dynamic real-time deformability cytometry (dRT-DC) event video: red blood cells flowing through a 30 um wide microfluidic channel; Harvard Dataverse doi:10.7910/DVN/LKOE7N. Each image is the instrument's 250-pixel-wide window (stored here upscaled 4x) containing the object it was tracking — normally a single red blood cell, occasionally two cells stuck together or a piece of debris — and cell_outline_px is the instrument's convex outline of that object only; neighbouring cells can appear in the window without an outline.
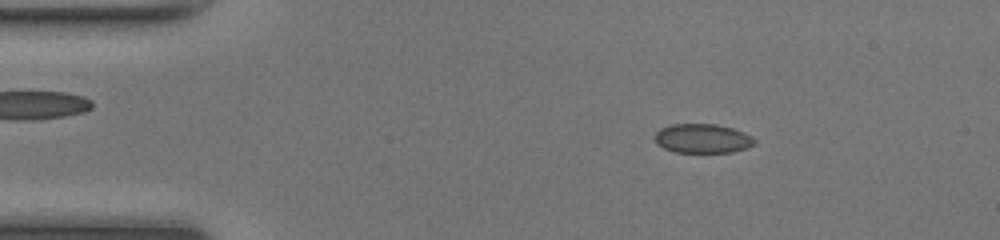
{"species": "common noctule bat (a hibernating species)", "species_latin": "Nyctalus noctula", "temperature_condition": "room temperature", "stored_images_in_passage": 48, "camera_frame_rate_fps": 3000, "um_per_image_px": 0.085, "animal": {"sex": "female", "body_mass_g": 17.0, "forearm_length_mm": 48.0}, "frame": {"image": 1, "passage_image": 7, "time_ms": 2.0, "image_size_px": [1000, 240], "cell_outline_px": [[756, 144], [748, 148], [732, 152], [676, 152], [664, 148], [656, 144], [652, 136], [660, 128], [672, 124], [716, 124], [732, 128], [752, 136], [756, 140]], "centroid_in_image_um": [59.7, 11.77], "position_along_channel_um": 25.3, "area_um2": 17.17}}
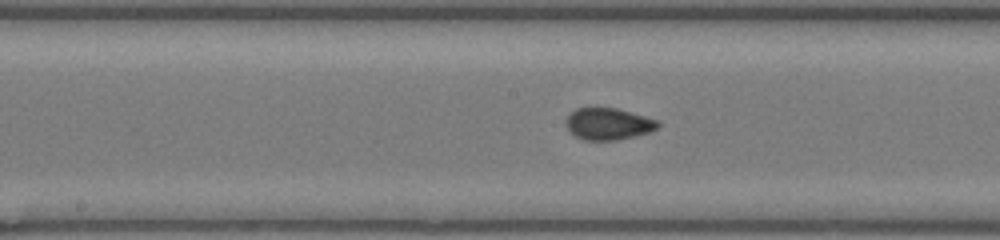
{"frame": {"image": 2, "passage_image": 24, "time_ms": 7.667, "image_size_px": [1000, 240], "cell_outline_px": [[660, 124], [656, 128], [648, 132], [636, 136], [616, 140], [584, 140], [568, 132], [568, 116], [576, 108], [616, 108], [660, 120]], "centroid_in_image_um": [51.74, 10.53], "position_along_channel_um": 196.5, "area_um2": 16.88}}
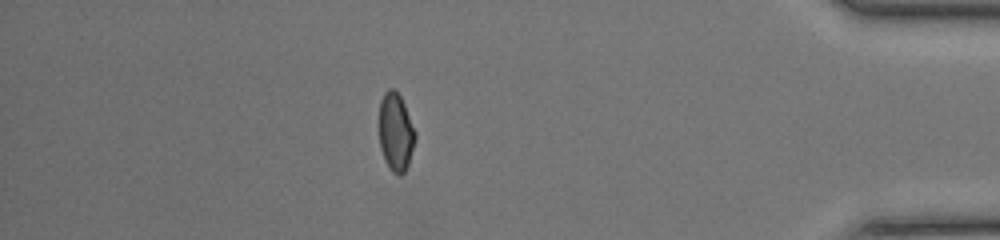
{"frame": {"image": 3, "passage_image": 42, "time_ms": 13.667, "image_size_px": [1000, 240], "cell_outline_px": [[416, 136], [408, 164], [404, 172], [400, 176], [392, 172], [388, 168], [384, 160], [380, 148], [380, 100], [384, 92], [388, 88], [392, 88], [400, 96], [404, 104], [416, 132]], "centroid_in_image_um": [33.63, 11.24], "position_along_channel_um": 401.6, "area_um2": 16.36}, "authors_computed_cell_mechanics": {"area_um2": 16.9354, "velocity_mm_per_s": 4.1945, "shape_relaxation_time_tau1_ms": 6.9849, "shape_relaxation_time_tau2_ms": 0.8618, "deformation_change_tau1": 0.1614, "deformation_change_tau2": 0.0466}}